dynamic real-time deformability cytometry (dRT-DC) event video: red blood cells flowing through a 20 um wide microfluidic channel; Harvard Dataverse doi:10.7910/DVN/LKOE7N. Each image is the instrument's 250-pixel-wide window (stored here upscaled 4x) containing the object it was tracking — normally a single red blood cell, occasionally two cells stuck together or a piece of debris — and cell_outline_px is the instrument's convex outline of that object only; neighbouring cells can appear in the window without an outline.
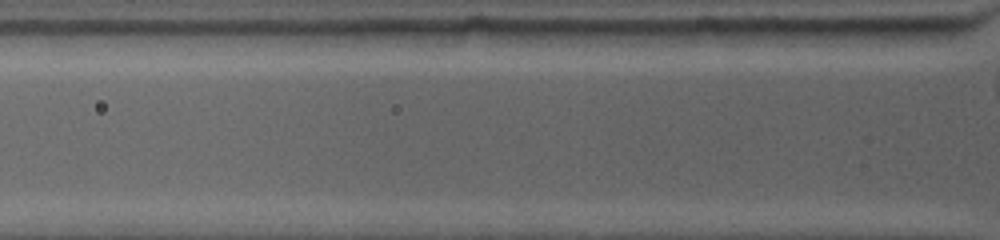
{"species": "common noctule bat (a hibernating species)", "species_latin": "Nyctalus noctula", "temperature_condition": "warm", "stored_images_in_passage": 3, "camera_frame_rate_fps": 4500, "um_per_image_px": 0.085, "animal": {"sex": "female", "body_mass_g": 19.0, "forearm_length_mm": 53.3}, "frame": {"image": 1, "passage_image": 3, "time_ms": 0.667, "image_size_px": [1000, 240], "cell_outline_px": [[956, 28], [932, 44], [876, 44], [848, 32], [840, 28]], "centroid_in_image_um": [76.53, 2.98], "position_along_channel_um": 49.3, "area_um2": 10.0}}